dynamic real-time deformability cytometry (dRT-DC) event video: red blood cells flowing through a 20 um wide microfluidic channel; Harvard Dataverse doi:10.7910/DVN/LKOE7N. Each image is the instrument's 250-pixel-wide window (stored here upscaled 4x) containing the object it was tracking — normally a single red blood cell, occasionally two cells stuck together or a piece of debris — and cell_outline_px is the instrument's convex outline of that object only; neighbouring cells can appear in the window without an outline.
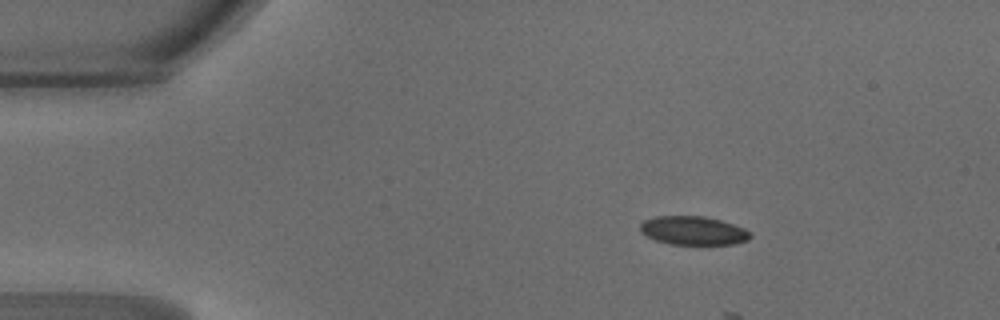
{"species": "common noctule bat (a hibernating species)", "species_latin": "Nyctalus noctula", "temperature_condition": "warm", "stored_images_in_passage": 3, "camera_frame_rate_fps": 3000, "um_per_image_px": 0.085, "animal": {"sex": "male", "body_mass_g": 18.8}, "frame": {"image": 1, "passage_image": 1, "time_ms": 0.0, "image_size_px": [1000, 320], "cell_outline_px": [[752, 236], [748, 240], [736, 244], [672, 244], [656, 240], [640, 232], [640, 224], [644, 220], [656, 216], [704, 216], [720, 220], [744, 228]], "centroid_in_image_um": [58.92, 19.6], "position_along_channel_um": 26.1, "area_um2": 18.26}}